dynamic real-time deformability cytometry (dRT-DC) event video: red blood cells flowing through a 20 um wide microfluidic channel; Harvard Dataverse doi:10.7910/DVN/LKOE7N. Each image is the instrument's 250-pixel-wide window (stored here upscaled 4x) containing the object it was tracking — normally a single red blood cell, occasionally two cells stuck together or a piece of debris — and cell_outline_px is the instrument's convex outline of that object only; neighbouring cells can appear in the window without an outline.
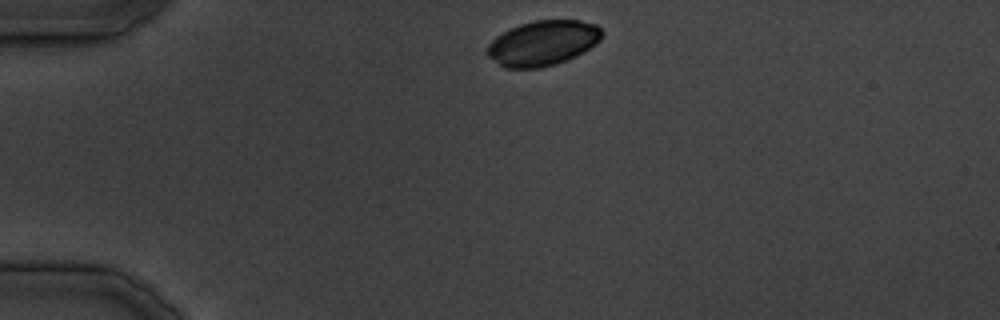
{"species": "common noctule bat (a hibernating species)", "species_latin": "Nyctalus noctula", "temperature_condition": "cold", "stored_images_in_passage": 12, "camera_frame_rate_fps": 3000, "um_per_image_px": 0.085, "animal": {"sex": "male", "body_mass_g": 19.5, "forearm_length_mm": 54.6}, "frame": {"image": 1, "passage_image": 1, "time_ms": 0.0, "image_size_px": [1000, 320], "cell_outline_px": [[604, 32], [600, 40], [596, 44], [576, 56], [568, 60], [556, 64], [540, 68], [504, 68], [488, 56], [484, 52], [488, 44], [496, 36], [520, 24], [536, 20], [580, 20], [596, 24]], "centroid_in_image_um": [46.14, 3.67], "position_along_channel_um": 38.9, "area_um2": 30.29}}